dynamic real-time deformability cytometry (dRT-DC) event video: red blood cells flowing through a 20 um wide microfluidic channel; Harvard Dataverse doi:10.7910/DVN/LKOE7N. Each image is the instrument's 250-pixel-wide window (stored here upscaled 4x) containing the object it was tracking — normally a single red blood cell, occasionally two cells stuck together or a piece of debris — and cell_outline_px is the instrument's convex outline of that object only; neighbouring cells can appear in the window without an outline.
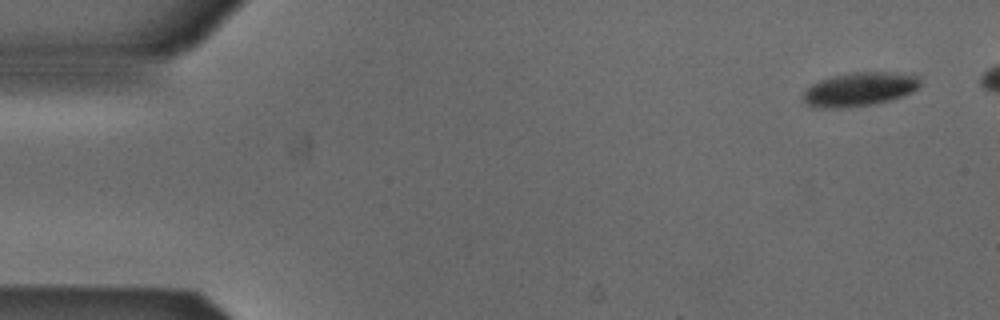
{"species": "Egyptian fruit bat (a non-hibernating species)", "species_latin": "Rousettus aegyptiacus", "temperature_condition": "cold", "stored_images_in_passage": 7, "camera_frame_rate_fps": 3000, "um_per_image_px": 0.085, "animal": {"sex": "male"}, "frame": {"image": 1, "passage_image": 1, "time_ms": 0.0, "image_size_px": [1000, 320], "cell_outline_px": [[920, 84], [912, 92], [888, 100], [872, 104], [840, 108], [812, 108], [804, 104], [804, 92], [812, 84], [820, 80], [832, 76], [852, 72], [912, 72], [920, 76]], "centroid_in_image_um": [73.07, 7.57], "position_along_channel_um": 11.9, "area_um2": 23.24}}
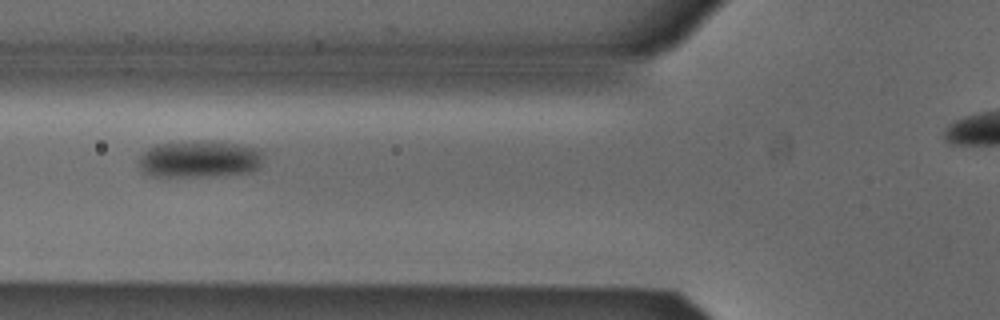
{"frame": {"image": 2, "passage_image": 6, "time_ms": 1.667, "image_size_px": [1000, 320], "cell_outline_px": [[260, 164], [252, 172], [212, 176], [152, 176], [144, 172], [140, 168], [140, 156], [148, 148], [156, 144], [204, 140], [208, 140], [236, 144], [260, 148]], "centroid_in_image_um": [16.94, 13.51], "position_along_channel_um": 108.9, "area_um2": 26.7}}
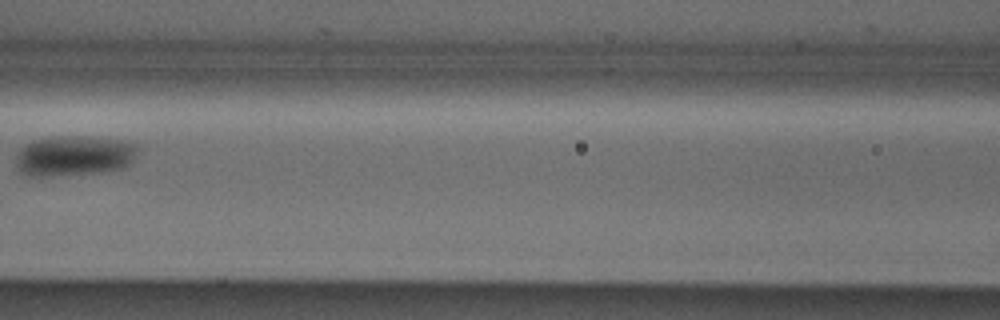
{"frame": {"image": 3, "passage_image": 7, "time_ms": 2.0, "image_size_px": [1000, 320], "cell_outline_px": [[136, 148], [132, 160], [124, 168], [104, 172], [52, 176], [24, 176], [20, 172], [16, 164], [16, 152], [24, 144], [32, 140], [52, 136], [84, 136], [120, 140], [136, 144]], "centroid_in_image_um": [6.21, 13.24], "position_along_channel_um": 160.4, "area_um2": 28.9}}